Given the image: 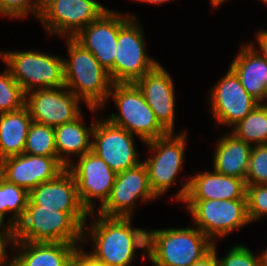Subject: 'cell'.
Instances as JSON below:
<instances>
[{"label": "cell", "instance_id": "44dd1931", "mask_svg": "<svg viewBox=\"0 0 267 266\" xmlns=\"http://www.w3.org/2000/svg\"><path fill=\"white\" fill-rule=\"evenodd\" d=\"M78 248L65 242L15 241L13 266H70Z\"/></svg>", "mask_w": 267, "mask_h": 266}, {"label": "cell", "instance_id": "4dcf8cb0", "mask_svg": "<svg viewBox=\"0 0 267 266\" xmlns=\"http://www.w3.org/2000/svg\"><path fill=\"white\" fill-rule=\"evenodd\" d=\"M226 254L222 259H218L220 266H264V251L255 256L242 244L233 246Z\"/></svg>", "mask_w": 267, "mask_h": 266}, {"label": "cell", "instance_id": "b9f144b4", "mask_svg": "<svg viewBox=\"0 0 267 266\" xmlns=\"http://www.w3.org/2000/svg\"><path fill=\"white\" fill-rule=\"evenodd\" d=\"M259 1L267 5V0H259Z\"/></svg>", "mask_w": 267, "mask_h": 266}, {"label": "cell", "instance_id": "ffe728a7", "mask_svg": "<svg viewBox=\"0 0 267 266\" xmlns=\"http://www.w3.org/2000/svg\"><path fill=\"white\" fill-rule=\"evenodd\" d=\"M171 75L159 63L152 71L138 79L135 84L142 91L149 107L159 123L174 132L175 89Z\"/></svg>", "mask_w": 267, "mask_h": 266}, {"label": "cell", "instance_id": "74e56055", "mask_svg": "<svg viewBox=\"0 0 267 266\" xmlns=\"http://www.w3.org/2000/svg\"><path fill=\"white\" fill-rule=\"evenodd\" d=\"M135 1H139L141 3L144 2V4L149 3V4L158 5V4H162V3L164 4V3L172 1V0H135Z\"/></svg>", "mask_w": 267, "mask_h": 266}, {"label": "cell", "instance_id": "d4e9b609", "mask_svg": "<svg viewBox=\"0 0 267 266\" xmlns=\"http://www.w3.org/2000/svg\"><path fill=\"white\" fill-rule=\"evenodd\" d=\"M32 122L26 106L18 111L0 114V161L23 154Z\"/></svg>", "mask_w": 267, "mask_h": 266}, {"label": "cell", "instance_id": "52a82bcc", "mask_svg": "<svg viewBox=\"0 0 267 266\" xmlns=\"http://www.w3.org/2000/svg\"><path fill=\"white\" fill-rule=\"evenodd\" d=\"M182 202L186 203L195 227L200 229L212 242L251 223L248 216L247 199L183 200Z\"/></svg>", "mask_w": 267, "mask_h": 266}, {"label": "cell", "instance_id": "1f68e13d", "mask_svg": "<svg viewBox=\"0 0 267 266\" xmlns=\"http://www.w3.org/2000/svg\"><path fill=\"white\" fill-rule=\"evenodd\" d=\"M246 197L251 223L267 216V185H247Z\"/></svg>", "mask_w": 267, "mask_h": 266}, {"label": "cell", "instance_id": "ac0fdd59", "mask_svg": "<svg viewBox=\"0 0 267 266\" xmlns=\"http://www.w3.org/2000/svg\"><path fill=\"white\" fill-rule=\"evenodd\" d=\"M66 168L55 158L20 154L0 161V176L28 192L55 179Z\"/></svg>", "mask_w": 267, "mask_h": 266}, {"label": "cell", "instance_id": "f35d334b", "mask_svg": "<svg viewBox=\"0 0 267 266\" xmlns=\"http://www.w3.org/2000/svg\"><path fill=\"white\" fill-rule=\"evenodd\" d=\"M224 1L227 0H210V3L212 5V7H219L222 3H224Z\"/></svg>", "mask_w": 267, "mask_h": 266}, {"label": "cell", "instance_id": "cb8c5ba5", "mask_svg": "<svg viewBox=\"0 0 267 266\" xmlns=\"http://www.w3.org/2000/svg\"><path fill=\"white\" fill-rule=\"evenodd\" d=\"M216 145L212 169L219 174L245 180L252 145L232 133L223 135Z\"/></svg>", "mask_w": 267, "mask_h": 266}, {"label": "cell", "instance_id": "d590c367", "mask_svg": "<svg viewBox=\"0 0 267 266\" xmlns=\"http://www.w3.org/2000/svg\"><path fill=\"white\" fill-rule=\"evenodd\" d=\"M215 243L216 242H213L212 249L206 255L191 266H220Z\"/></svg>", "mask_w": 267, "mask_h": 266}, {"label": "cell", "instance_id": "d6986e66", "mask_svg": "<svg viewBox=\"0 0 267 266\" xmlns=\"http://www.w3.org/2000/svg\"><path fill=\"white\" fill-rule=\"evenodd\" d=\"M190 177L174 195V199L181 203L183 200L247 199V185L241 178L219 174L214 170L197 172Z\"/></svg>", "mask_w": 267, "mask_h": 266}, {"label": "cell", "instance_id": "e575fe53", "mask_svg": "<svg viewBox=\"0 0 267 266\" xmlns=\"http://www.w3.org/2000/svg\"><path fill=\"white\" fill-rule=\"evenodd\" d=\"M70 266H108L105 263L97 261L93 256L83 249V245L79 247L70 262Z\"/></svg>", "mask_w": 267, "mask_h": 266}, {"label": "cell", "instance_id": "f1b7e54d", "mask_svg": "<svg viewBox=\"0 0 267 266\" xmlns=\"http://www.w3.org/2000/svg\"><path fill=\"white\" fill-rule=\"evenodd\" d=\"M25 101L26 94L7 67L0 73V114L22 109Z\"/></svg>", "mask_w": 267, "mask_h": 266}, {"label": "cell", "instance_id": "484cf974", "mask_svg": "<svg viewBox=\"0 0 267 266\" xmlns=\"http://www.w3.org/2000/svg\"><path fill=\"white\" fill-rule=\"evenodd\" d=\"M233 128L232 134L252 146L267 144V104L259 103Z\"/></svg>", "mask_w": 267, "mask_h": 266}, {"label": "cell", "instance_id": "8d00e7d4", "mask_svg": "<svg viewBox=\"0 0 267 266\" xmlns=\"http://www.w3.org/2000/svg\"><path fill=\"white\" fill-rule=\"evenodd\" d=\"M258 46L249 43L264 59L267 60V30H259L257 32ZM258 48V49H257Z\"/></svg>", "mask_w": 267, "mask_h": 266}, {"label": "cell", "instance_id": "f546056e", "mask_svg": "<svg viewBox=\"0 0 267 266\" xmlns=\"http://www.w3.org/2000/svg\"><path fill=\"white\" fill-rule=\"evenodd\" d=\"M246 185H267V144L253 145Z\"/></svg>", "mask_w": 267, "mask_h": 266}, {"label": "cell", "instance_id": "3957f363", "mask_svg": "<svg viewBox=\"0 0 267 266\" xmlns=\"http://www.w3.org/2000/svg\"><path fill=\"white\" fill-rule=\"evenodd\" d=\"M212 245L197 227L152 229L148 231L147 257L155 266H191Z\"/></svg>", "mask_w": 267, "mask_h": 266}, {"label": "cell", "instance_id": "5b68a950", "mask_svg": "<svg viewBox=\"0 0 267 266\" xmlns=\"http://www.w3.org/2000/svg\"><path fill=\"white\" fill-rule=\"evenodd\" d=\"M15 236L16 241L65 242L81 247L83 228L67 212L43 208L29 199Z\"/></svg>", "mask_w": 267, "mask_h": 266}, {"label": "cell", "instance_id": "8fae6325", "mask_svg": "<svg viewBox=\"0 0 267 266\" xmlns=\"http://www.w3.org/2000/svg\"><path fill=\"white\" fill-rule=\"evenodd\" d=\"M77 160L71 162L66 169L75 179L82 205L92 213L95 212V199L100 200V206L108 199L117 173L92 151Z\"/></svg>", "mask_w": 267, "mask_h": 266}, {"label": "cell", "instance_id": "d6a6232c", "mask_svg": "<svg viewBox=\"0 0 267 266\" xmlns=\"http://www.w3.org/2000/svg\"><path fill=\"white\" fill-rule=\"evenodd\" d=\"M40 8V0H4V17L21 19L32 13L38 19Z\"/></svg>", "mask_w": 267, "mask_h": 266}, {"label": "cell", "instance_id": "2e32d148", "mask_svg": "<svg viewBox=\"0 0 267 266\" xmlns=\"http://www.w3.org/2000/svg\"><path fill=\"white\" fill-rule=\"evenodd\" d=\"M208 100L216 123L229 127L243 120L259 104L248 94L230 67L211 89Z\"/></svg>", "mask_w": 267, "mask_h": 266}, {"label": "cell", "instance_id": "836d02e7", "mask_svg": "<svg viewBox=\"0 0 267 266\" xmlns=\"http://www.w3.org/2000/svg\"><path fill=\"white\" fill-rule=\"evenodd\" d=\"M15 241V228L0 220V266H13V257L9 259L6 247L8 248L10 245L11 248H14Z\"/></svg>", "mask_w": 267, "mask_h": 266}, {"label": "cell", "instance_id": "277c9868", "mask_svg": "<svg viewBox=\"0 0 267 266\" xmlns=\"http://www.w3.org/2000/svg\"><path fill=\"white\" fill-rule=\"evenodd\" d=\"M110 97L114 99L119 113H111L106 119L136 135L143 143L169 133L159 123L142 91L135 83H114L110 90Z\"/></svg>", "mask_w": 267, "mask_h": 266}, {"label": "cell", "instance_id": "30bf717a", "mask_svg": "<svg viewBox=\"0 0 267 266\" xmlns=\"http://www.w3.org/2000/svg\"><path fill=\"white\" fill-rule=\"evenodd\" d=\"M144 37L136 18H130L119 29L114 58V83H135L159 64L147 54Z\"/></svg>", "mask_w": 267, "mask_h": 266}, {"label": "cell", "instance_id": "8992f818", "mask_svg": "<svg viewBox=\"0 0 267 266\" xmlns=\"http://www.w3.org/2000/svg\"><path fill=\"white\" fill-rule=\"evenodd\" d=\"M13 78L25 94L38 89L65 87L64 58L42 51H0Z\"/></svg>", "mask_w": 267, "mask_h": 266}, {"label": "cell", "instance_id": "ab89813d", "mask_svg": "<svg viewBox=\"0 0 267 266\" xmlns=\"http://www.w3.org/2000/svg\"><path fill=\"white\" fill-rule=\"evenodd\" d=\"M0 15L4 17V0H0Z\"/></svg>", "mask_w": 267, "mask_h": 266}, {"label": "cell", "instance_id": "ba28073f", "mask_svg": "<svg viewBox=\"0 0 267 266\" xmlns=\"http://www.w3.org/2000/svg\"><path fill=\"white\" fill-rule=\"evenodd\" d=\"M186 132H169L163 137L145 143L153 153L143 163L148 172L150 187L160 197L165 194L178 178L183 167L186 146Z\"/></svg>", "mask_w": 267, "mask_h": 266}, {"label": "cell", "instance_id": "5bb4252c", "mask_svg": "<svg viewBox=\"0 0 267 266\" xmlns=\"http://www.w3.org/2000/svg\"><path fill=\"white\" fill-rule=\"evenodd\" d=\"M157 198L150 187L146 166L141 162L117 173L110 195L99 207L98 214L107 217H132L133 208L137 205L136 199L145 203Z\"/></svg>", "mask_w": 267, "mask_h": 266}, {"label": "cell", "instance_id": "7c38bea8", "mask_svg": "<svg viewBox=\"0 0 267 266\" xmlns=\"http://www.w3.org/2000/svg\"><path fill=\"white\" fill-rule=\"evenodd\" d=\"M101 118V119H100ZM96 119L92 134V152L104 160L116 173L139 165L134 136L112 124L105 117Z\"/></svg>", "mask_w": 267, "mask_h": 266}, {"label": "cell", "instance_id": "4316f807", "mask_svg": "<svg viewBox=\"0 0 267 266\" xmlns=\"http://www.w3.org/2000/svg\"><path fill=\"white\" fill-rule=\"evenodd\" d=\"M29 200V192L22 187L7 182L0 176V220L5 221L7 213L12 212L7 223L14 228L24 216ZM6 216V217H5Z\"/></svg>", "mask_w": 267, "mask_h": 266}, {"label": "cell", "instance_id": "6da1fadb", "mask_svg": "<svg viewBox=\"0 0 267 266\" xmlns=\"http://www.w3.org/2000/svg\"><path fill=\"white\" fill-rule=\"evenodd\" d=\"M91 214H96L98 218L83 227V243L89 240L87 238L92 239L94 248L89 254L97 261L108 266H130L138 248L143 249L147 259L148 230L132 228L133 217H107L98 212Z\"/></svg>", "mask_w": 267, "mask_h": 266}, {"label": "cell", "instance_id": "9c48e42d", "mask_svg": "<svg viewBox=\"0 0 267 266\" xmlns=\"http://www.w3.org/2000/svg\"><path fill=\"white\" fill-rule=\"evenodd\" d=\"M107 10L95 0H42L38 19L49 35L73 38Z\"/></svg>", "mask_w": 267, "mask_h": 266}, {"label": "cell", "instance_id": "4fadbf2b", "mask_svg": "<svg viewBox=\"0 0 267 266\" xmlns=\"http://www.w3.org/2000/svg\"><path fill=\"white\" fill-rule=\"evenodd\" d=\"M133 15L108 9L98 19L82 28L73 38L89 50L97 61L109 72L114 82V58L119 29Z\"/></svg>", "mask_w": 267, "mask_h": 266}, {"label": "cell", "instance_id": "e0dca14e", "mask_svg": "<svg viewBox=\"0 0 267 266\" xmlns=\"http://www.w3.org/2000/svg\"><path fill=\"white\" fill-rule=\"evenodd\" d=\"M29 199L43 208L67 212L82 228L91 213L82 205L73 175L65 169L55 179L43 182L29 192Z\"/></svg>", "mask_w": 267, "mask_h": 266}, {"label": "cell", "instance_id": "9a60e30c", "mask_svg": "<svg viewBox=\"0 0 267 266\" xmlns=\"http://www.w3.org/2000/svg\"><path fill=\"white\" fill-rule=\"evenodd\" d=\"M82 100L66 87L34 89L26 94L25 106L33 122L57 127L77 119Z\"/></svg>", "mask_w": 267, "mask_h": 266}, {"label": "cell", "instance_id": "7bdbcfd3", "mask_svg": "<svg viewBox=\"0 0 267 266\" xmlns=\"http://www.w3.org/2000/svg\"><path fill=\"white\" fill-rule=\"evenodd\" d=\"M264 255L267 257V249L264 250Z\"/></svg>", "mask_w": 267, "mask_h": 266}, {"label": "cell", "instance_id": "7402d4cb", "mask_svg": "<svg viewBox=\"0 0 267 266\" xmlns=\"http://www.w3.org/2000/svg\"><path fill=\"white\" fill-rule=\"evenodd\" d=\"M239 77L241 84L259 103L267 99V60L248 42L243 44L229 66Z\"/></svg>", "mask_w": 267, "mask_h": 266}, {"label": "cell", "instance_id": "83f0119b", "mask_svg": "<svg viewBox=\"0 0 267 266\" xmlns=\"http://www.w3.org/2000/svg\"><path fill=\"white\" fill-rule=\"evenodd\" d=\"M23 153L55 157L58 160L54 127L32 122L28 130Z\"/></svg>", "mask_w": 267, "mask_h": 266}, {"label": "cell", "instance_id": "60d3db41", "mask_svg": "<svg viewBox=\"0 0 267 266\" xmlns=\"http://www.w3.org/2000/svg\"><path fill=\"white\" fill-rule=\"evenodd\" d=\"M264 266H267V257H264Z\"/></svg>", "mask_w": 267, "mask_h": 266}, {"label": "cell", "instance_id": "7a4b0ae2", "mask_svg": "<svg viewBox=\"0 0 267 266\" xmlns=\"http://www.w3.org/2000/svg\"><path fill=\"white\" fill-rule=\"evenodd\" d=\"M68 59L64 60L65 87L73 91L89 111L104 108L114 82L94 55L74 38H66Z\"/></svg>", "mask_w": 267, "mask_h": 266}, {"label": "cell", "instance_id": "603a6c76", "mask_svg": "<svg viewBox=\"0 0 267 266\" xmlns=\"http://www.w3.org/2000/svg\"><path fill=\"white\" fill-rule=\"evenodd\" d=\"M82 116L83 114L71 122L54 127L58 161L65 168L72 162V159L70 160L71 157L74 159L75 156L81 157L92 151L91 137L96 118L89 127H85Z\"/></svg>", "mask_w": 267, "mask_h": 266}]
</instances>
